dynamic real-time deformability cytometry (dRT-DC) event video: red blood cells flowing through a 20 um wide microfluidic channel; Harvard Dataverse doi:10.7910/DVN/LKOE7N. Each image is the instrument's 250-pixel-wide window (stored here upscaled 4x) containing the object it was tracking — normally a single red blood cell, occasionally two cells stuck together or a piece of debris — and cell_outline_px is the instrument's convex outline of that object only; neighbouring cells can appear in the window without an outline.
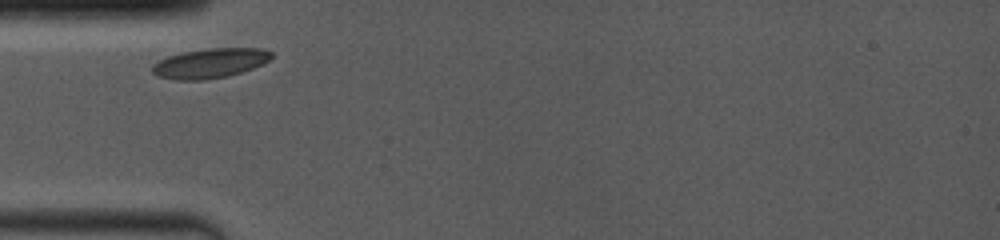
{"species": "common noctule bat (a hibernating species)", "species_latin": "Nyctalus noctula", "temperature_condition": "room temperature", "stored_images_in_passage": 2, "camera_frame_rate_fps": 4000, "um_per_image_px": 0.085, "animal": {"sex": "female", "body_mass_g": 19.0, "forearm_length_mm": 53.3}, "frame": {"image": 1, "passage_image": 1, "time_ms": 0.0, "image_size_px": [1000, 240], "cell_outline_px": [[272, 56], [268, 60], [252, 68], [228, 76], [204, 80], [176, 80], [160, 76], [152, 72], [152, 64], [168, 56], [184, 52], [208, 48], [260, 48], [272, 52]], "centroid_in_image_um": [17.83, 5.37], "position_along_channel_um": 67.2, "area_um2": 20.35}}